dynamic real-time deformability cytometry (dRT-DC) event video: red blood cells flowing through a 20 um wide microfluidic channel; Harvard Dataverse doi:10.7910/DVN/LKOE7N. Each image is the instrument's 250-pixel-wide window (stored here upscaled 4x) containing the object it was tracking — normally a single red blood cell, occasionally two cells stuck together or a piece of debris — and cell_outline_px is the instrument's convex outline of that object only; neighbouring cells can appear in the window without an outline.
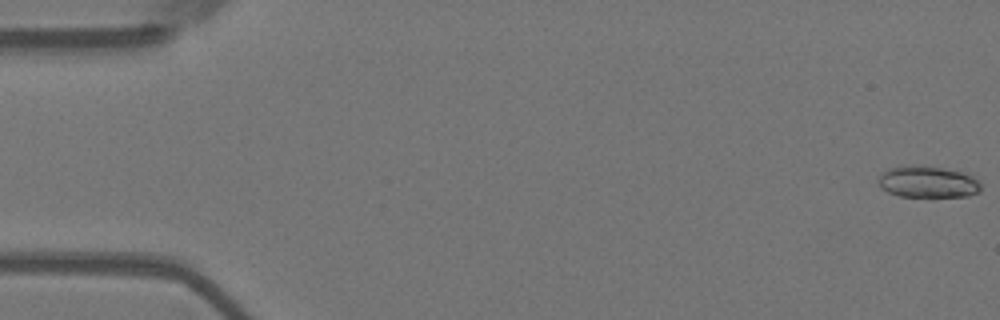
{"species": "Egyptian fruit bat (a non-hibernating species)", "species_latin": "Rousettus aegyptiacus", "temperature_condition": "warm", "stored_images_in_passage": 56, "camera_frame_rate_fps": 3000, "um_per_image_px": 0.085, "animal": {"sex": "female"}, "frame": {"image": 1, "passage_image": 1, "time_ms": 0.0, "image_size_px": [1000, 320], "cell_outline_px": [[980, 192], [968, 196], [900, 196], [888, 192], [880, 188], [876, 180], [888, 168], [908, 164], [944, 168], [960, 172], [972, 176], [980, 184]], "centroid_in_image_um": [78.81, 15.45], "position_along_channel_um": 6.2, "area_um2": 18.84}}
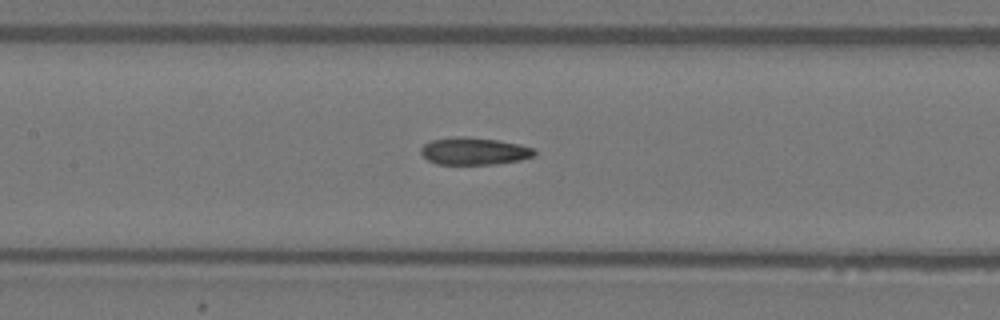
{"frame": {"image": 2, "passage_image": 26, "time_ms": 8.333, "image_size_px": [1000, 320], "cell_outline_px": [[536, 156], [520, 160], [496, 164], [436, 164], [428, 160], [420, 152], [420, 148], [424, 144], [432, 140], [456, 136], [468, 136], [496, 140], [520, 144], [536, 148]], "centroid_in_image_um": [40.33, 12.84], "position_along_channel_um": 167.1, "area_um2": 18.26}}
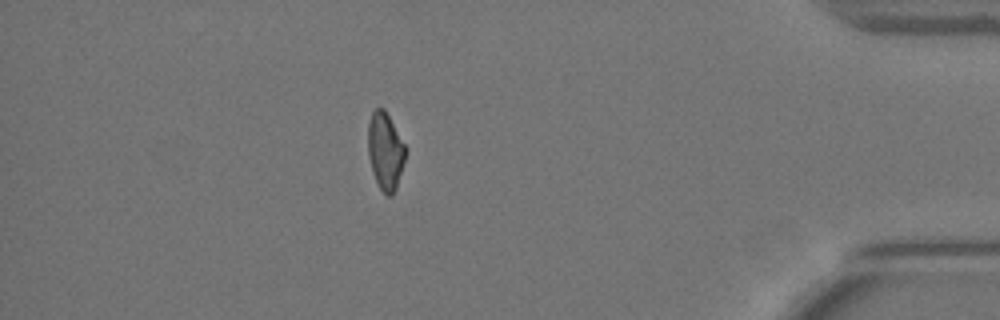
{"frame": {"image": 3, "passage_image": 49, "time_ms": 16.0, "image_size_px": [1000, 320], "cell_outline_px": [[404, 160], [396, 188], [392, 196], [388, 196], [380, 188], [372, 172], [368, 156], [368, 124], [372, 112], [376, 108], [384, 108], [404, 144]], "centroid_in_image_um": [32.72, 12.84], "position_along_channel_um": 402.5, "area_um2": 16.47}, "authors_computed_cell_mechanics": {"area_um2": 18.2359, "velocity_mm_per_s": 3.6672, "shape_relaxation_time_tau1_ms": 8.7107, "shape_relaxation_time_tau2_ms": 3.6599, "deformation_change_tau1": 0.2203, "deformation_change_tau2": 0.1119}}